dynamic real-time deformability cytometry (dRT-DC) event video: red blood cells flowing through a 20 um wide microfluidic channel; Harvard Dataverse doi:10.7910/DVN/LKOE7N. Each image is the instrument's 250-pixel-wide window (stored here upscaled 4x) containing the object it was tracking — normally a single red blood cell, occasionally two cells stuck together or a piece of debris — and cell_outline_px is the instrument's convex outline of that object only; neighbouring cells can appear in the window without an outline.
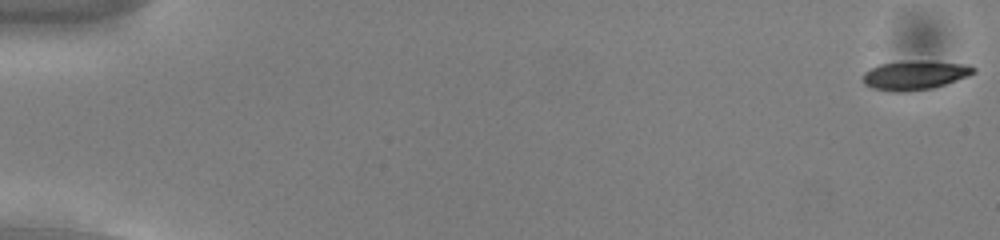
{"species": "common noctule bat (a hibernating species)", "species_latin": "Nyctalus noctula", "temperature_condition": "cold", "stored_images_in_passage": 12, "camera_frame_rate_fps": 3000, "um_per_image_px": 0.085, "animal": {"sex": "male", "body_mass_g": 13.0, "forearm_length_mm": 53.1}, "frame": {"image": 1, "passage_image": 1, "time_ms": 0.0, "image_size_px": [1000, 240], "cell_outline_px": [[976, 72], [968, 76], [932, 88], [908, 92], [888, 92], [872, 88], [864, 84], [860, 80], [860, 76], [864, 72], [880, 64], [900, 60], [916, 60], [972, 64], [976, 68]], "centroid_in_image_um": [77.72, 6.38], "position_along_channel_um": 7.3, "area_um2": 19.36}}